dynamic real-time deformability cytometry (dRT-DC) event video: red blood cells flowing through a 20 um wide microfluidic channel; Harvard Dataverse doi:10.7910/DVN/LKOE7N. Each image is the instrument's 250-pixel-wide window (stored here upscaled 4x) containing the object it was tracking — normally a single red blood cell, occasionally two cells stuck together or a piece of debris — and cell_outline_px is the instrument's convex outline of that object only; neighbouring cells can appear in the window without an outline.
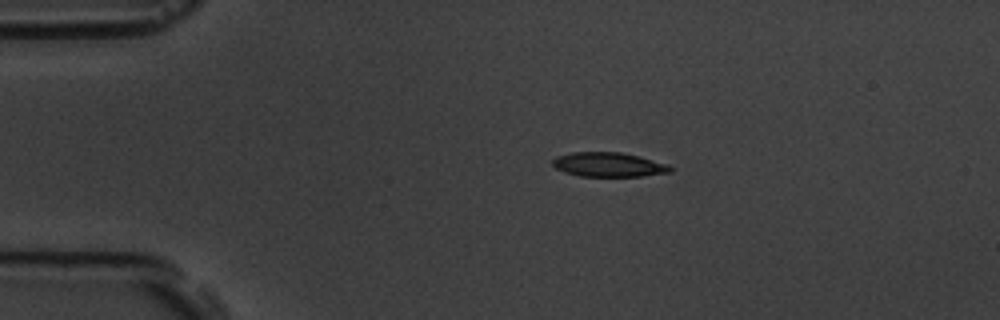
{"species": "common noctule bat (a hibernating species)", "species_latin": "Nyctalus noctula", "temperature_condition": "room temperature", "stored_images_in_passage": 3, "camera_frame_rate_fps": 3000, "um_per_image_px": 0.085, "animal": {"sex": "male", "body_mass_g": 19.5, "forearm_length_mm": 54.6}, "frame": {"image": 1, "passage_image": 1, "time_ms": 0.0, "image_size_px": [1000, 320], "cell_outline_px": [[672, 172], [640, 176], [580, 176], [564, 172], [556, 168], [552, 164], [552, 160], [556, 156], [572, 152], [620, 152], [668, 164], [672, 168]], "centroid_in_image_um": [51.7, 13.99], "position_along_channel_um": 33.3, "area_um2": 16.59}}
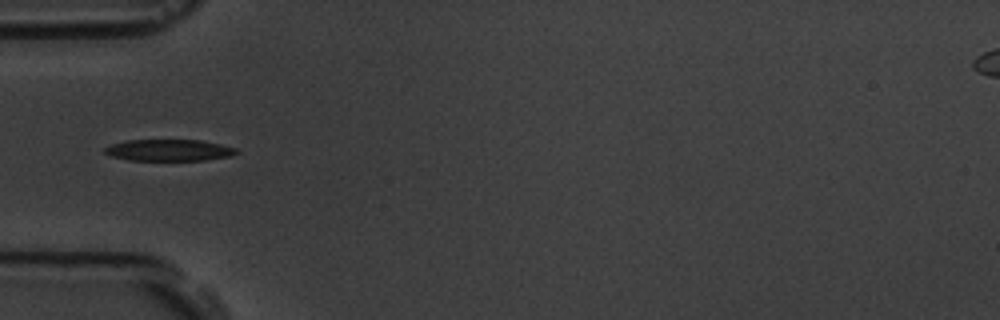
{"frame": {"image": 2, "passage_image": 3, "time_ms": 2.333, "image_size_px": [1000, 320], "cell_outline_px": [[240, 152], [232, 156], [204, 160], [128, 160], [112, 156], [104, 152], [104, 148], [112, 144], [128, 140], [200, 140], [220, 144], [236, 148]], "centroid_in_image_um": [14.4, 12.76], "position_along_channel_um": 70.6, "area_um2": 16.47}}